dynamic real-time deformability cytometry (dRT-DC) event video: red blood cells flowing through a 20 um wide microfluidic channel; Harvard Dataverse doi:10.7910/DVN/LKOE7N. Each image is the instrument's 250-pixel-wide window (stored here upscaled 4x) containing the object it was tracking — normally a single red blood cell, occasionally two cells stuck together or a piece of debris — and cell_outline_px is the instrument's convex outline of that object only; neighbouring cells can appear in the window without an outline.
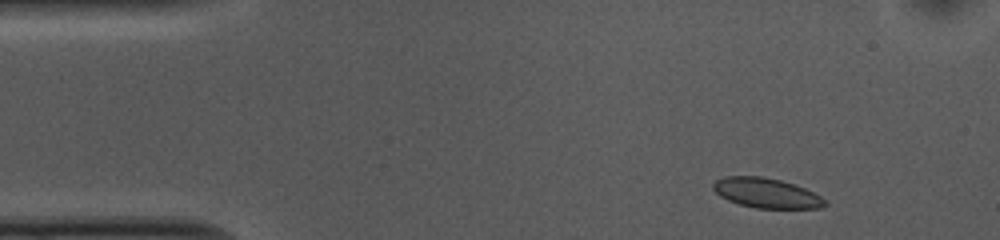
{"species": "common noctule bat (a hibernating species)", "species_latin": "Nyctalus noctula", "temperature_condition": "cold", "stored_images_in_passage": 50, "camera_frame_rate_fps": 3000, "um_per_image_px": 0.085, "animal": {"sex": "female", "body_mass_g": 10.0, "forearm_length_mm": 53.1}, "frame": {"image": 1, "passage_image": 3, "time_ms": 0.667, "image_size_px": [1000, 240], "cell_outline_px": [[828, 204], [820, 208], [756, 208], [740, 204], [728, 200], [720, 196], [712, 188], [712, 184], [716, 180], [724, 176], [760, 176], [780, 180], [804, 188], [820, 196]], "centroid_in_image_um": [65.11, 16.4], "position_along_channel_um": 19.9, "area_um2": 19.25}}
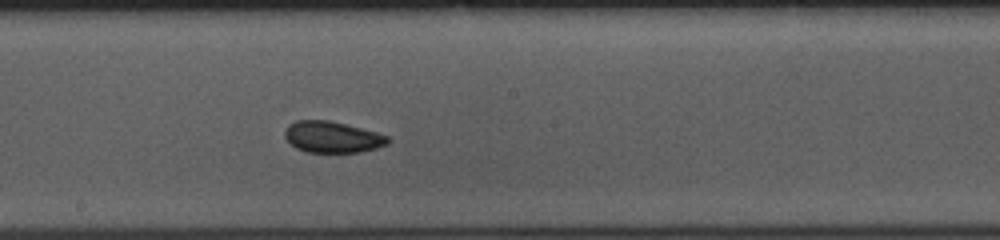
{"frame": {"image": 2, "passage_image": 25, "time_ms": 8.0, "image_size_px": [1000, 240], "cell_outline_px": [[392, 140], [388, 144], [376, 148], [360, 152], [308, 152], [296, 148], [284, 136], [284, 132], [288, 124], [296, 120], [328, 120], [376, 132], [388, 136]], "centroid_in_image_um": [28.25, 11.65], "position_along_channel_um": 219.9, "area_um2": 18.73}}
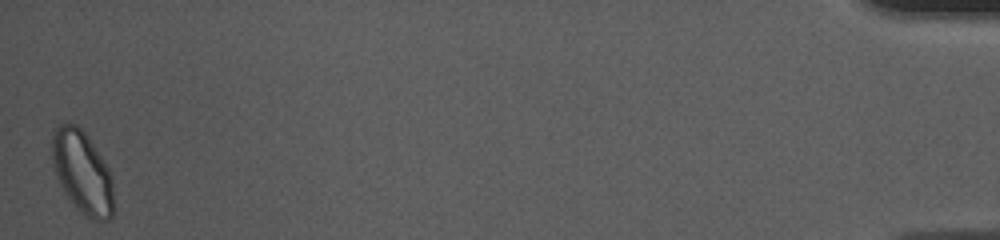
{"frame": {"image": 3, "passage_image": 50, "time_ms": 16.333, "image_size_px": [1000, 240], "cell_outline_px": [[112, 216], [108, 220], [92, 220], [84, 216], [76, 208], [64, 192], [56, 176], [52, 160], [52, 136], [56, 128], [60, 124], [76, 124], [88, 136], [108, 168], [112, 180]], "centroid_in_image_um": [6.98, 14.66], "position_along_channel_um": 428.2, "area_um2": 29.36}, "authors_computed_cell_mechanics": {"area_um2": 19.5942, "velocity_mm_per_s": 3.6716, "shape_relaxation_time_tau1_ms": null, "shape_relaxation_time_tau2_ms": 1.5827, "deformation_change_tau1": null, "deformation_change_tau2": 0.0449}}